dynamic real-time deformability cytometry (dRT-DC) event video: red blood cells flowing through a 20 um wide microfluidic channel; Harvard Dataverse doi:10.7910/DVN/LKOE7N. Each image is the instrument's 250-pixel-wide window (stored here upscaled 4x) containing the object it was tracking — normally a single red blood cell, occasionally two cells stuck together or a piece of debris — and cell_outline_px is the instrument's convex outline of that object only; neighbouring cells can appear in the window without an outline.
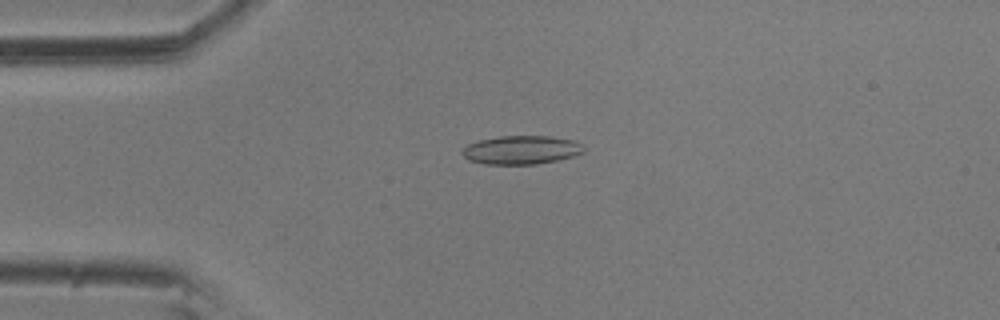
{"species": "common noctule bat (a hibernating species)", "species_latin": "Nyctalus noctula", "temperature_condition": "room temperature", "stored_images_in_passage": 53, "camera_frame_rate_fps": 3000, "um_per_image_px": 0.085, "animal": {"sex": "male", "body_mass_g": 20.5, "forearm_length_mm": 52.5}, "frame": {"image": 1, "passage_image": 10, "time_ms": 3.0, "image_size_px": [1000, 320], "cell_outline_px": [[584, 152], [572, 156], [556, 160], [536, 164], [484, 164], [468, 160], [460, 152], [460, 148], [468, 144], [480, 140], [500, 136], [552, 136], [572, 140], [580, 144], [584, 148]], "centroid_in_image_um": [44.25, 12.74], "position_along_channel_um": 40.7, "area_um2": 20.23}}
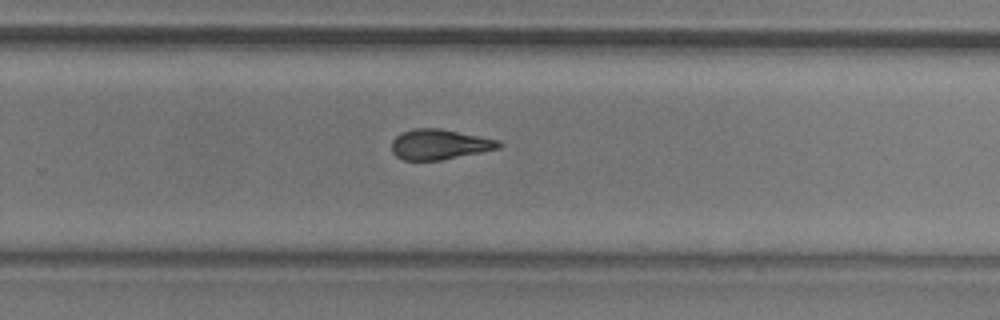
{"frame": {"image": 2, "passage_image": 33, "time_ms": 10.667, "image_size_px": [1000, 320], "cell_outline_px": [[504, 144], [500, 148], [440, 160], [404, 160], [396, 156], [392, 152], [392, 140], [400, 132], [416, 128], [440, 128], [500, 140]], "centroid_in_image_um": [37.36, 12.26], "position_along_channel_um": 292.4, "area_um2": 18.9}}
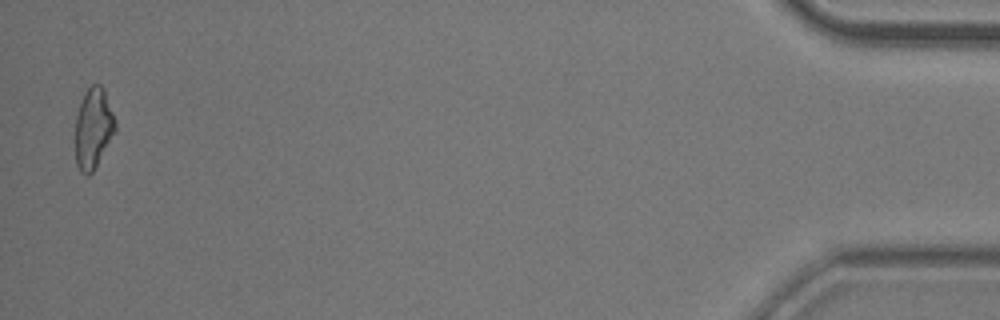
{"frame": {"image": 3, "passage_image": 52, "time_ms": 17.0, "image_size_px": [1000, 320], "cell_outline_px": [[116, 132], [92, 172], [88, 176], [80, 172], [76, 164], [76, 116], [84, 92], [92, 84], [100, 84], [104, 88], [116, 124]], "centroid_in_image_um": [7.93, 10.9], "position_along_channel_um": 427.3, "area_um2": 18.67}, "authors_computed_cell_mechanics": {"area_um2": 19.1896, "velocity_mm_per_s": 3.5739, "shape_relaxation_time_tau1_ms": 5.9324, "shape_relaxation_time_tau2_ms": 2.3399, "deformation_change_tau1": 0.1838, "deformation_change_tau2": 0.1035}}